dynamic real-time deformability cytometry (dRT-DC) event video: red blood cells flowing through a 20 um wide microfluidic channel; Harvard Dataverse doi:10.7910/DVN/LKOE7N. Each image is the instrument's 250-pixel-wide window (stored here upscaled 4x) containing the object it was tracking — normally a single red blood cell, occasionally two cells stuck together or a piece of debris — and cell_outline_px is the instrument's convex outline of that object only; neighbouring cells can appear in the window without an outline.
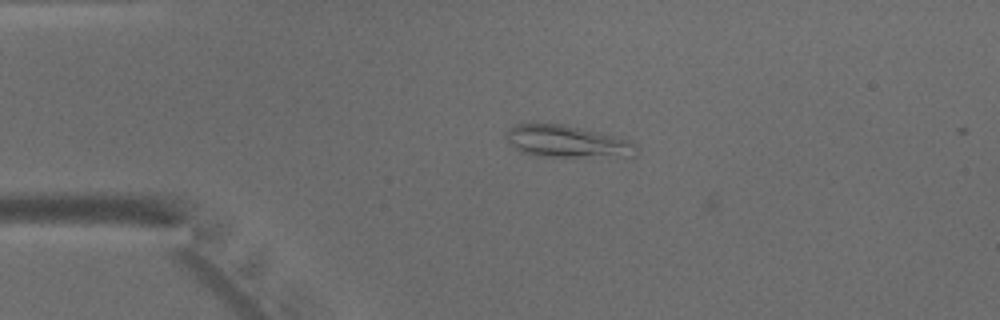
{"species": "common noctule bat (a hibernating species)", "species_latin": "Nyctalus noctula", "temperature_condition": "warm", "stored_images_in_passage": 18, "camera_frame_rate_fps": 3000, "um_per_image_px": 0.085, "animal": {"sex": "male", "body_mass_g": 15.6}, "frame": {"image": 1, "passage_image": 16, "time_ms": 5.0, "image_size_px": [1000, 320], "cell_outline_px": [[636, 156], [536, 156], [520, 152], [504, 136], [508, 128], [516, 124], [536, 120], [564, 124], [612, 136], [636, 144]], "centroid_in_image_um": [48.05, 11.98], "position_along_channel_um": 36.9, "area_um2": 24.39}}